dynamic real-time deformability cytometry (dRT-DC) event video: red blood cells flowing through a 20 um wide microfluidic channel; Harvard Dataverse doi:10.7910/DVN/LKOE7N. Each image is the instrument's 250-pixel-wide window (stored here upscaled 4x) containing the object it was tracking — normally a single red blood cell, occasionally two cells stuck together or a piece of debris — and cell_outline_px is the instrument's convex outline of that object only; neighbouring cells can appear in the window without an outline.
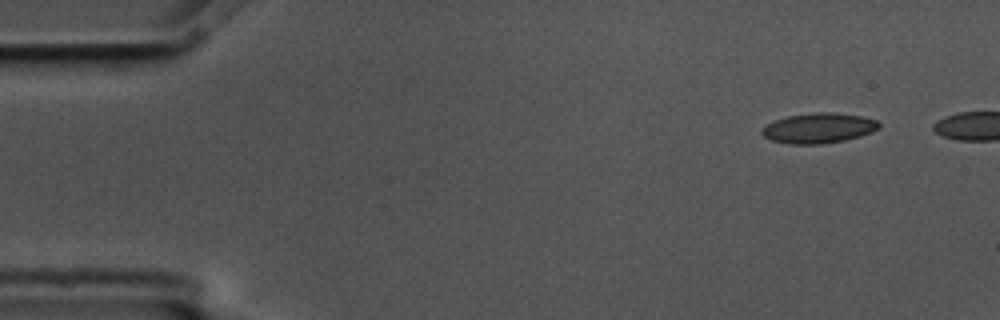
{"species": "common noctule bat (a hibernating species)", "species_latin": "Nyctalus noctula", "temperature_condition": "cold", "stored_images_in_passage": 5, "camera_frame_rate_fps": 3000, "um_per_image_px": 0.085, "animal": {"sex": "male", "body_mass_g": 17.5, "forearm_length_mm": 52.3}, "frame": {"image": 1, "passage_image": 1, "time_ms": 0.0, "image_size_px": [1000, 320], "cell_outline_px": [[880, 128], [872, 132], [860, 136], [844, 140], [824, 144], [788, 144], [772, 140], [764, 136], [760, 132], [760, 128], [776, 120], [788, 116], [816, 112], [832, 112], [860, 116], [876, 120], [880, 124]], "centroid_in_image_um": [69.58, 10.89], "position_along_channel_um": 15.4, "area_um2": 20.52}}